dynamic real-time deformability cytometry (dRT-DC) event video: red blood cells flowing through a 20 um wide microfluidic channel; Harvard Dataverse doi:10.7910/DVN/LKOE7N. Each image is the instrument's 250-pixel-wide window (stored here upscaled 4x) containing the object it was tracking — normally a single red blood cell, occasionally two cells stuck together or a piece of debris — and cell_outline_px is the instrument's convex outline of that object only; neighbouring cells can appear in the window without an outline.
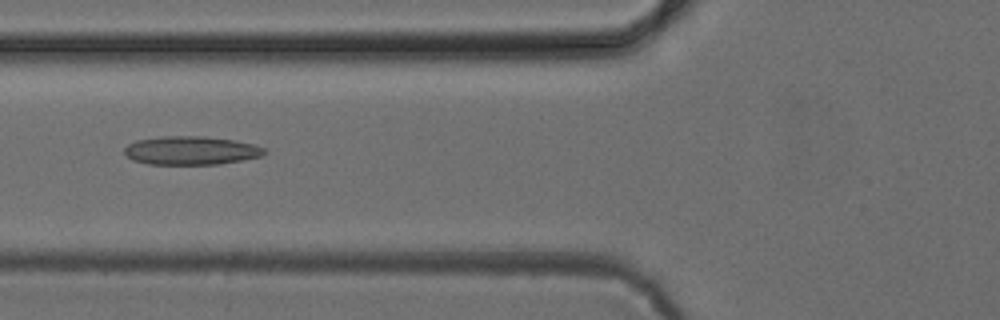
{"species": "common noctule bat (a hibernating species)", "species_latin": "Nyctalus noctula", "temperature_condition": "cold", "stored_images_in_passage": 3, "camera_frame_rate_fps": 3000, "um_per_image_px": 0.085, "animal": {"sex": "female", "body_mass_g": 24.6, "forearm_length_mm": 56.2}, "frame": {"image": 1, "passage_image": 3, "time_ms": 3.0, "image_size_px": [1000, 320], "cell_outline_px": [[268, 152], [260, 156], [244, 160], [220, 164], [148, 164], [132, 160], [124, 152], [124, 148], [128, 144], [136, 140], [160, 136], [204, 136], [236, 140], [252, 144], [264, 148]], "centroid_in_image_um": [16.24, 12.79], "position_along_channel_um": 109.6, "area_um2": 23.41}}